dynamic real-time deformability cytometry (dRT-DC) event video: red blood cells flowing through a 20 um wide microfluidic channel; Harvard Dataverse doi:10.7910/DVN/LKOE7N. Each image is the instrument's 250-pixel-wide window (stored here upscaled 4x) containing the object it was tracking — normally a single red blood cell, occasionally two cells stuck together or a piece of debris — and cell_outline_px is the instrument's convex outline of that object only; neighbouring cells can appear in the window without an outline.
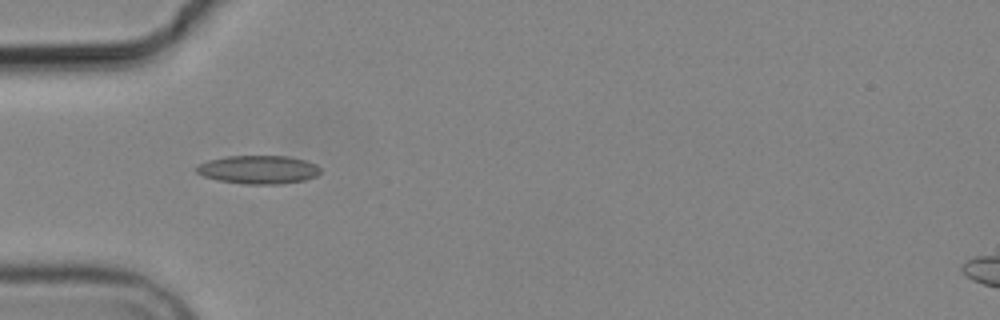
{"species": "common noctule bat (a hibernating species)", "species_latin": "Nyctalus noctula", "temperature_condition": "cold", "stored_images_in_passage": 5, "camera_frame_rate_fps": 3000, "um_per_image_px": 0.085, "animal": {"sex": "male", "body_mass_g": 19.2, "forearm_length_mm": 51.8}, "frame": {"image": 1, "passage_image": 4, "time_ms": 5.0, "image_size_px": [1000, 320], "cell_outline_px": [[320, 172], [316, 176], [304, 180], [280, 184], [244, 184], [220, 180], [204, 176], [196, 172], [196, 164], [208, 160], [228, 156], [288, 156], [304, 160], [316, 164], [320, 168]], "centroid_in_image_um": [21.96, 14.41], "position_along_channel_um": 63.0, "area_um2": 20.46}}
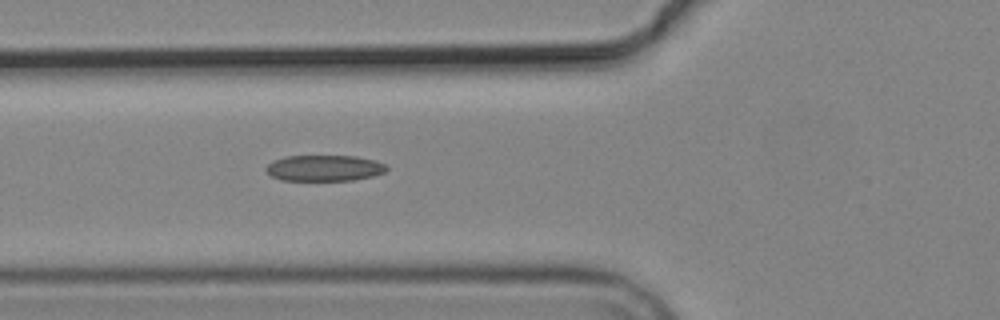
{"frame": {"image": 2, "passage_image": 5, "time_ms": 6.0, "image_size_px": [1000, 320], "cell_outline_px": [[388, 168], [384, 172], [372, 176], [352, 180], [280, 180], [272, 176], [264, 168], [272, 160], [284, 156], [356, 156], [376, 160], [388, 164]], "centroid_in_image_um": [27.57, 14.27], "position_along_channel_um": 98.2, "area_um2": 18.38}}